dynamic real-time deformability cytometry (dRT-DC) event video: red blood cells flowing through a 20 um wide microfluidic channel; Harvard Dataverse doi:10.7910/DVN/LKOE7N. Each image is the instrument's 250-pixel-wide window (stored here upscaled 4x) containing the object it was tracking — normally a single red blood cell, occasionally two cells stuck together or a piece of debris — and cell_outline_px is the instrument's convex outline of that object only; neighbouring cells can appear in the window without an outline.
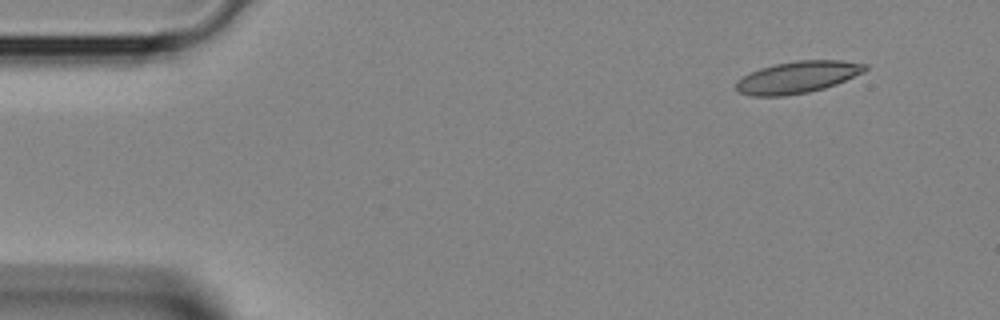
{"species": "Egyptian fruit bat (a non-hibernating species)", "species_latin": "Rousettus aegyptiacus", "temperature_condition": "room temperature", "stored_images_in_passage": 3, "camera_frame_rate_fps": 3000, "um_per_image_px": 0.085, "animal": {"sex": "female"}, "frame": {"image": 1, "passage_image": 1, "time_ms": 0.0, "image_size_px": [1000, 320], "cell_outline_px": [[868, 68], [864, 72], [836, 84], [824, 88], [808, 92], [784, 96], [752, 96], [740, 92], [736, 88], [736, 80], [760, 68], [776, 64], [796, 60], [840, 60], [868, 64]], "centroid_in_image_um": [67.82, 6.56], "position_along_channel_um": 17.2, "area_um2": 23.87}}
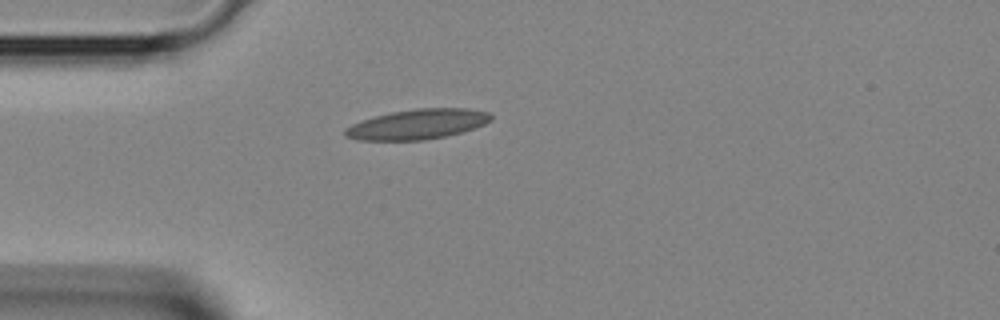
{"frame": {"image": 2, "passage_image": 3, "time_ms": 0.667, "image_size_px": [1000, 320], "cell_outline_px": [[492, 120], [484, 124], [460, 132], [444, 136], [424, 140], [356, 140], [344, 136], [344, 128], [352, 124], [376, 116], [392, 112], [416, 108], [468, 108], [488, 112], [492, 116]], "centroid_in_image_um": [35.47, 10.56], "position_along_channel_um": 49.5, "area_um2": 25.32}}